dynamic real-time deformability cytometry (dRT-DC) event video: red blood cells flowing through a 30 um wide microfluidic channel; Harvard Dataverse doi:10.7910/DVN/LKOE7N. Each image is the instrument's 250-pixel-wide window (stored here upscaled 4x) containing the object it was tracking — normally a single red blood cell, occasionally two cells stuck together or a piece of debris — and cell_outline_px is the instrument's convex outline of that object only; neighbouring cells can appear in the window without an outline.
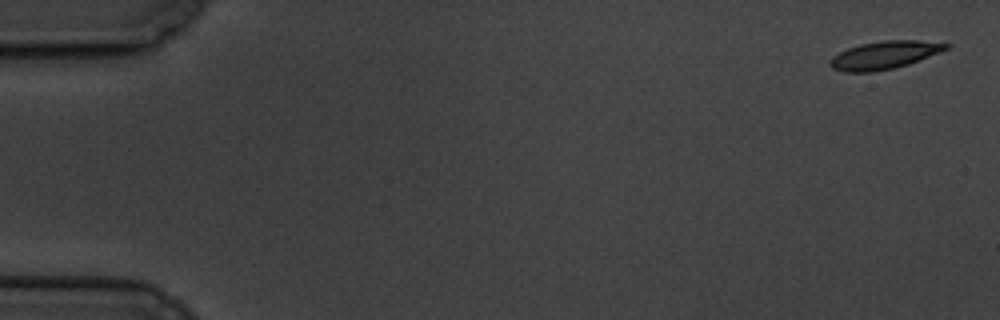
{"species": "common noctule bat (a hibernating species)", "species_latin": "Nyctalus noctula", "temperature_condition": "cold", "stored_images_in_passage": 5, "camera_frame_rate_fps": 3000, "um_per_image_px": 0.085, "animal": {"sex": "male", "body_mass_g": 19.5, "forearm_length_mm": 54.6}, "frame": {"image": 1, "passage_image": 1, "time_ms": 0.0, "image_size_px": [1000, 320], "cell_outline_px": [[952, 44], [948, 48], [908, 64], [892, 68], [872, 72], [844, 72], [832, 68], [828, 64], [832, 56], [848, 48], [860, 44], [884, 40], [920, 40]], "centroid_in_image_um": [75.13, 4.68], "position_along_channel_um": 9.9, "area_um2": 18.67}}
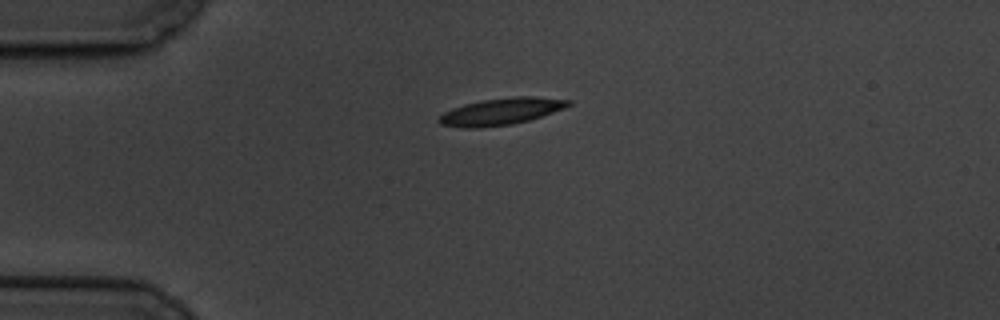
{"frame": {"image": 2, "passage_image": 4, "time_ms": 4.333, "image_size_px": [1000, 320], "cell_outline_px": [[572, 104], [564, 108], [528, 120], [512, 124], [468, 128], [464, 128], [440, 124], [436, 120], [444, 112], [452, 108], [464, 104], [480, 100], [512, 96], [536, 96], [572, 100]], "centroid_in_image_um": [42.58, 9.45], "position_along_channel_um": 42.4, "area_um2": 20.17}}